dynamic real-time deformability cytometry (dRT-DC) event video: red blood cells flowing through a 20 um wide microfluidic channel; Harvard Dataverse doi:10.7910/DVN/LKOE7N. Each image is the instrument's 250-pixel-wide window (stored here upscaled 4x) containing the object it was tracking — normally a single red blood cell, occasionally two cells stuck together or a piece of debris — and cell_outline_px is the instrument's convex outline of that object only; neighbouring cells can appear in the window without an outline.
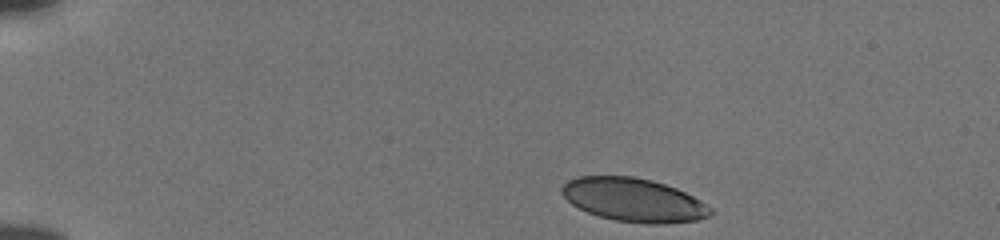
{"species": "human", "species_latin": "Homo sapiens", "temperature_condition": "cold", "stored_images_in_passage": 45, "camera_frame_rate_fps": 3000, "um_per_image_px": 0.085, "donor": {"sex": "male"}, "frame": {"image": 1, "passage_image": 1, "time_ms": 0.0, "image_size_px": [1000, 240], "cell_outline_px": [[712, 216], [696, 220], [664, 224], [644, 224], [616, 220], [600, 216], [588, 212], [572, 204], [560, 192], [560, 188], [568, 180], [576, 176], [632, 176], [652, 180], [676, 188], [700, 200], [712, 208]], "centroid_in_image_um": [53.87, 16.99], "position_along_channel_um": 31.1, "area_um2": 37.69}}
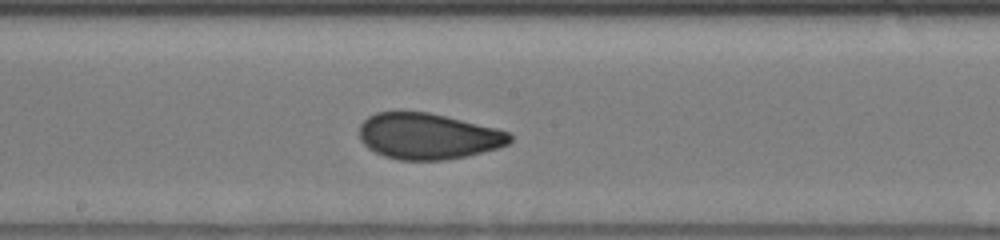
{"frame": {"image": 2, "passage_image": 22, "time_ms": 7.0, "image_size_px": [1000, 240], "cell_outline_px": [[512, 140], [508, 144], [500, 148], [464, 156], [444, 160], [400, 160], [384, 156], [368, 148], [360, 140], [360, 124], [368, 116], [376, 112], [428, 112], [496, 128], [508, 132], [512, 136]], "centroid_in_image_um": [36.38, 11.58], "position_along_channel_um": 211.8, "area_um2": 40.23}}
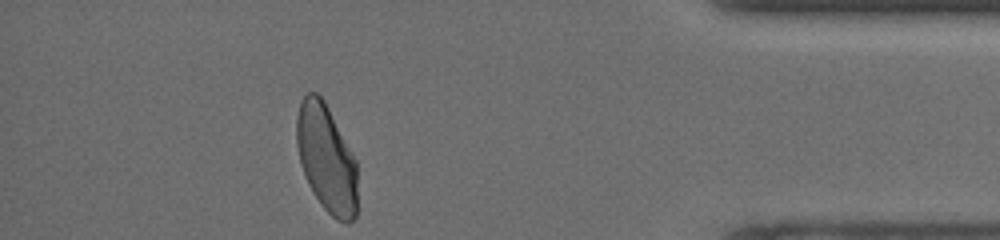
{"frame": {"image": 3, "passage_image": 40, "time_ms": 13.0, "image_size_px": [1000, 240], "cell_outline_px": [[356, 216], [348, 224], [336, 220], [324, 208], [312, 192], [308, 184], [300, 164], [296, 144], [296, 116], [300, 100], [308, 92], [316, 92], [324, 100], [352, 152], [356, 160]], "centroid_in_image_um": [27.72, 13.46], "position_along_channel_um": 407.5, "area_um2": 38.26}, "authors_computed_cell_mechanics": {"area_um2": 39.9398, "velocity_mm_per_s": 3.821, "shape_relaxation_time_tau1_ms": 4.7311, "shape_relaxation_time_tau2_ms": 0.9066, "deformation_change_tau1": 0.1431, "deformation_change_tau2": 0.0595}}